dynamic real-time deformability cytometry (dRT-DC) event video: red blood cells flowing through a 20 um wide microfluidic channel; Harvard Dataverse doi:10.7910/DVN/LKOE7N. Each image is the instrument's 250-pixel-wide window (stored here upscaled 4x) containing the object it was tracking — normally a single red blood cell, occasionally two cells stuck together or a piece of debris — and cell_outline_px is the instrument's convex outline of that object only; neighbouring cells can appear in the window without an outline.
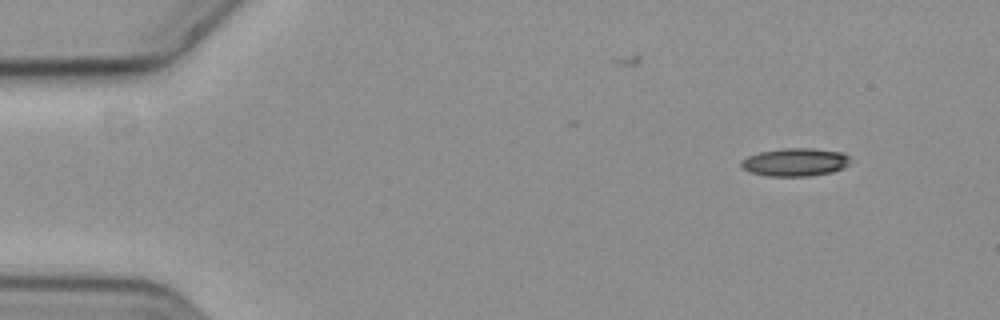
{"species": "common noctule bat (a hibernating species)", "species_latin": "Nyctalus noctula", "temperature_condition": "cold", "stored_images_in_passage": 53, "camera_frame_rate_fps": 3000, "um_per_image_px": 0.085, "animal": {"sex": "female", "body_mass_g": 19.3, "forearm_length_mm": 54.1}, "frame": {"image": 1, "passage_image": 1, "time_ms": 0.0, "image_size_px": [1000, 320], "cell_outline_px": [[856, 160], [844, 168], [832, 172], [808, 176], [768, 176], [748, 172], [740, 168], [740, 160], [748, 156], [760, 152], [784, 148], [812, 148], [844, 152]], "centroid_in_image_um": [67.64, 13.78], "position_along_channel_um": 17.4, "area_um2": 18.32}}
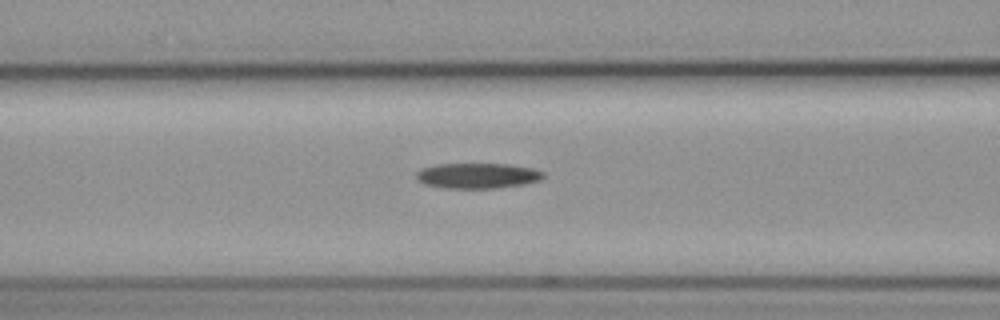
{"frame": {"image": 2, "passage_image": 19, "time_ms": 6.0, "image_size_px": [1000, 320], "cell_outline_px": [[544, 176], [540, 180], [524, 184], [496, 188], [448, 188], [424, 184], [416, 180], [416, 172], [420, 168], [436, 164], [508, 164], [532, 168], [544, 172]], "centroid_in_image_um": [40.56, 14.93], "position_along_channel_um": 126.0, "area_um2": 18.84}}
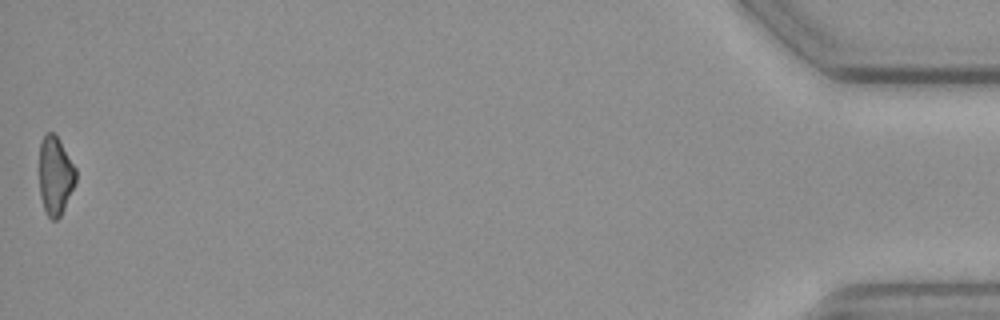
{"frame": {"image": 3, "passage_image": 53, "time_ms": 17.333, "image_size_px": [1000, 320], "cell_outline_px": [[76, 184], [60, 216], [56, 220], [52, 220], [48, 216], [44, 208], [40, 196], [40, 140], [48, 132], [52, 132], [56, 136], [76, 168]], "centroid_in_image_um": [4.71, 14.95], "position_along_channel_um": 430.5, "area_um2": 16.53}}